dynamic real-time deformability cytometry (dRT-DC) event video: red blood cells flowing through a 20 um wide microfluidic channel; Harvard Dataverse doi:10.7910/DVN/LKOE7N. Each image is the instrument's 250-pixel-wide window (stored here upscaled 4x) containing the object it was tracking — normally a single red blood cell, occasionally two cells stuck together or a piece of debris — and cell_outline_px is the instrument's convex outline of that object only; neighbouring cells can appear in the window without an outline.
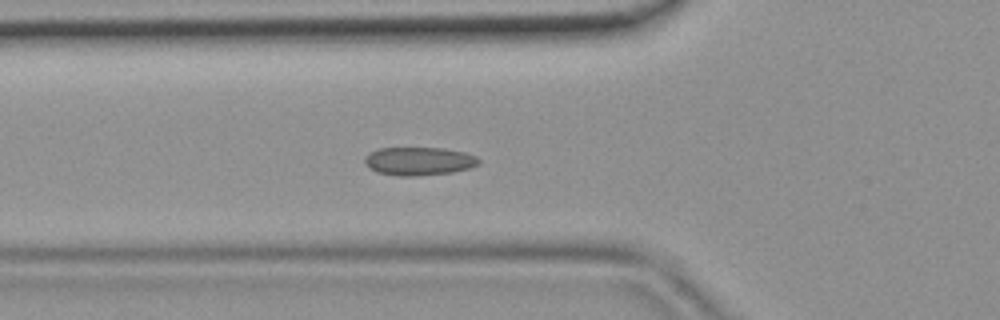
{"species": "common noctule bat (a hibernating species)", "species_latin": "Nyctalus noctula", "temperature_condition": "room temperature", "stored_images_in_passage": 45, "camera_frame_rate_fps": 3000, "um_per_image_px": 0.085, "animal": {"sex": "female", "body_mass_g": 19.9}, "frame": {"image": 1, "passage_image": 15, "time_ms": 4.667, "image_size_px": [1000, 320], "cell_outline_px": [[480, 164], [468, 168], [452, 172], [416, 176], [396, 176], [376, 172], [368, 168], [364, 164], [364, 160], [372, 152], [380, 148], [444, 148], [464, 152], [476, 156], [480, 160]], "centroid_in_image_um": [35.61, 13.71], "position_along_channel_um": 90.2, "area_um2": 18.79}}
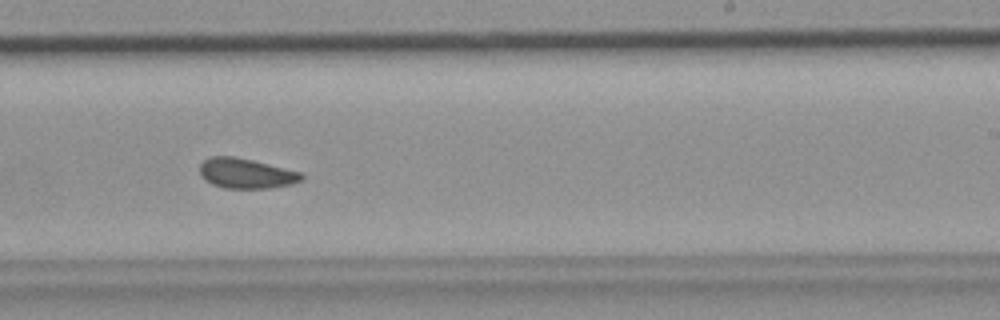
{"frame": {"image": 2, "passage_image": 27, "time_ms": 8.667, "image_size_px": [1000, 320], "cell_outline_px": [[304, 180], [292, 184], [268, 188], [224, 188], [212, 184], [204, 180], [200, 176], [200, 164], [208, 156], [232, 156], [252, 160], [300, 172], [304, 176]], "centroid_in_image_um": [20.89, 14.74], "position_along_channel_um": 268.1, "area_um2": 17.86}}
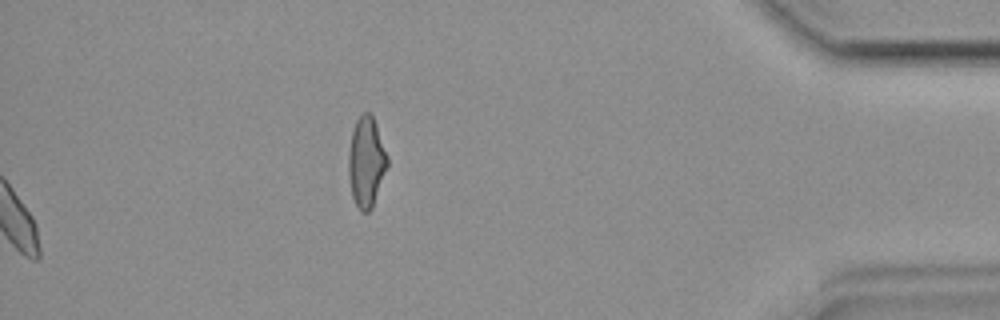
{"frame": {"image": 3, "passage_image": 45, "time_ms": 14.667, "image_size_px": [1000, 320], "cell_outline_px": [[388, 164], [372, 208], [368, 212], [360, 212], [352, 196], [348, 176], [348, 152], [352, 132], [356, 120], [364, 112], [368, 112], [372, 116], [376, 124], [388, 156]], "centroid_in_image_um": [31.12, 13.78], "position_along_channel_um": 404.1, "area_um2": 20.4}}